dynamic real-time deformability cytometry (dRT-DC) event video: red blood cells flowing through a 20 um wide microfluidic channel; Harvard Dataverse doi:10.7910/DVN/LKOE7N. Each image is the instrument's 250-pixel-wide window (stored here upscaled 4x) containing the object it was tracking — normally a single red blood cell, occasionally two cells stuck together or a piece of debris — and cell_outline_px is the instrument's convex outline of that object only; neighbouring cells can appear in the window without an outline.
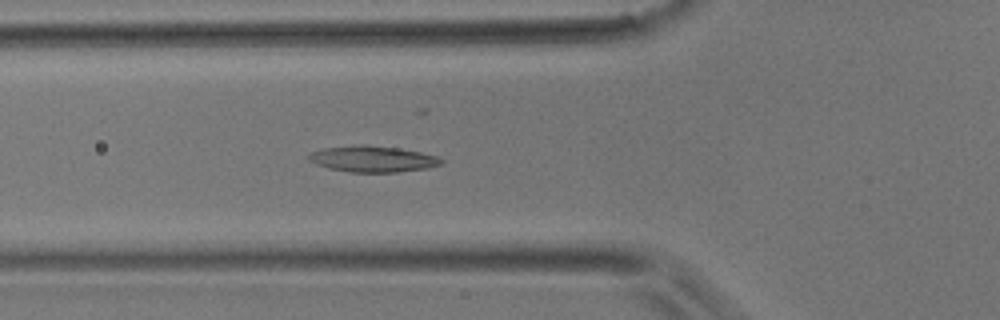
{"species": "common noctule bat (a hibernating species)", "species_latin": "Nyctalus noctula", "temperature_condition": "room temperature", "stored_images_in_passage": 33, "camera_frame_rate_fps": 3000, "um_per_image_px": 0.085, "animal": {"sex": "male", "body_mass_g": 17.9}, "frame": {"image": 1, "passage_image": 4, "time_ms": 1.0, "image_size_px": [1000, 320], "cell_outline_px": [[444, 164], [428, 168], [400, 172], [348, 172], [328, 168], [316, 164], [308, 160], [304, 156], [312, 152], [324, 148], [360, 144], [364, 144], [400, 148], [420, 152], [436, 156], [444, 160]], "centroid_in_image_um": [31.67, 13.51], "position_along_channel_um": 94.1, "area_um2": 20.46}}
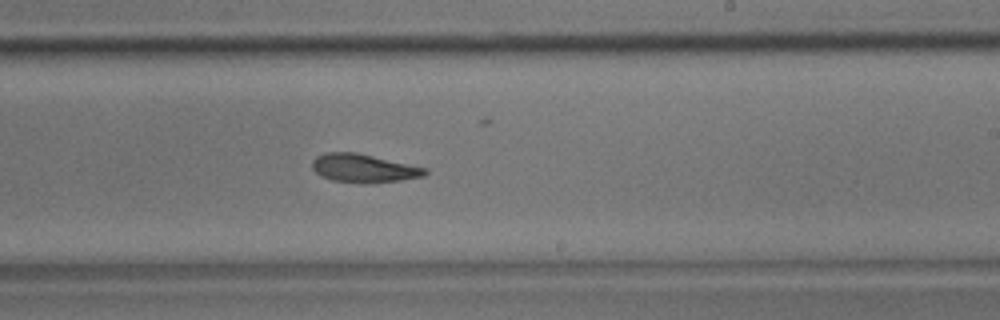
{"frame": {"image": 2, "passage_image": 15, "time_ms": 4.667, "image_size_px": [1000, 320], "cell_outline_px": [[428, 172], [424, 176], [400, 180], [372, 184], [360, 184], [332, 180], [320, 176], [312, 168], [312, 160], [316, 156], [324, 152], [356, 152], [428, 168]], "centroid_in_image_um": [30.9, 14.31], "position_along_channel_um": 258.1, "area_um2": 19.02}}
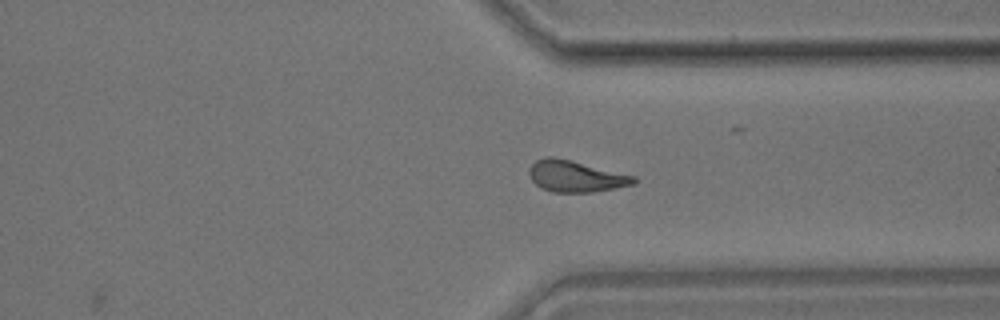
{"frame": {"image": 3, "passage_image": 22, "time_ms": 7.0, "image_size_px": [1000, 320], "cell_outline_px": [[640, 180], [636, 184], [616, 188], [592, 192], [552, 192], [540, 188], [532, 180], [528, 172], [532, 164], [536, 160], [548, 156], [552, 156], [636, 176]], "centroid_in_image_um": [48.97, 15.0], "position_along_channel_um": 362.4, "area_um2": 19.13}}